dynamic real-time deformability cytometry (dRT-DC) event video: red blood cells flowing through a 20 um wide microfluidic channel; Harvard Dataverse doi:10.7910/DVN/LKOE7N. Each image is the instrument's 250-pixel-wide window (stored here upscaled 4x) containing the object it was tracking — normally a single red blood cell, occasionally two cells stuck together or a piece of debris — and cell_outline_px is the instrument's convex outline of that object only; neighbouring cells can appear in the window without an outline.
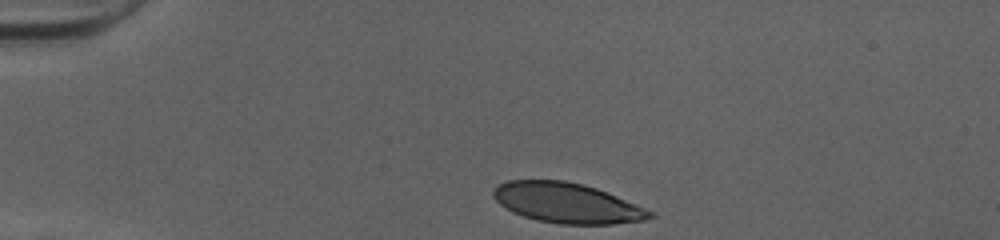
{"species": "human", "species_latin": "Homo sapiens", "temperature_condition": "cold", "stored_images_in_passage": 32, "camera_frame_rate_fps": 3000, "um_per_image_px": 0.085, "donor": {"sex": "female"}, "frame": {"image": 1, "passage_image": 1, "time_ms": 0.0, "image_size_px": [1000, 240], "cell_outline_px": [[656, 216], [644, 220], [612, 224], [560, 224], [536, 220], [512, 212], [504, 208], [492, 196], [492, 192], [496, 184], [508, 180], [564, 180], [584, 184], [596, 188], [656, 212]], "centroid_in_image_um": [48.18, 17.25], "position_along_channel_um": 36.8, "area_um2": 36.82}}
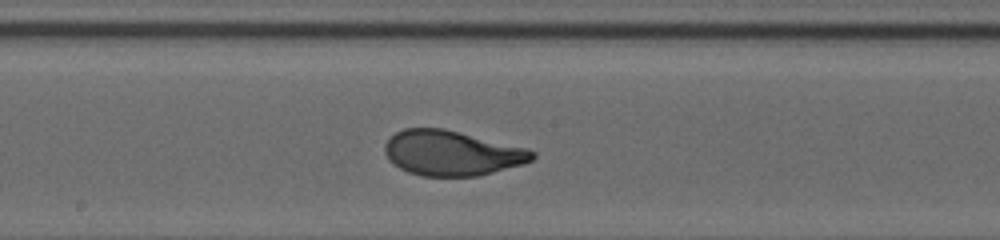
{"frame": {"image": 2, "passage_image": 18, "time_ms": 5.667, "image_size_px": [1000, 240], "cell_outline_px": [[536, 156], [532, 160], [524, 164], [476, 176], [420, 176], [408, 172], [392, 164], [388, 160], [384, 152], [384, 144], [396, 132], [404, 128], [444, 128], [528, 148], [536, 152]], "centroid_in_image_um": [38.39, 13.01], "position_along_channel_um": 209.8, "area_um2": 38.9}}
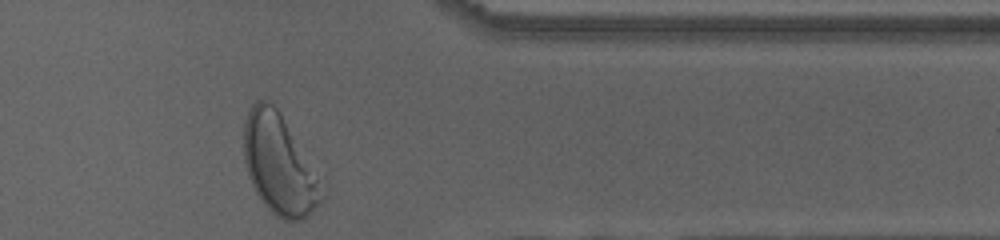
{"frame": {"image": 3, "passage_image": 32, "time_ms": 10.333, "image_size_px": [1000, 240], "cell_outline_px": [[324, 200], [308, 216], [300, 220], [280, 220], [264, 204], [256, 192], [248, 176], [244, 160], [244, 120], [252, 104], [256, 100], [268, 100], [280, 112], [316, 180], [324, 196]], "centroid_in_image_um": [23.65, 14.01], "position_along_channel_um": 387.8, "area_um2": 43.75}, "authors_computed_cell_mechanics": {"area_um2": 38.5526, "velocity_mm_per_s": 4.0095, "shape_relaxation_time_tau1_ms": 3.4196, "shape_relaxation_time_tau2_ms": null, "deformation_change_tau1": 0.1749, "deformation_change_tau2": null}}